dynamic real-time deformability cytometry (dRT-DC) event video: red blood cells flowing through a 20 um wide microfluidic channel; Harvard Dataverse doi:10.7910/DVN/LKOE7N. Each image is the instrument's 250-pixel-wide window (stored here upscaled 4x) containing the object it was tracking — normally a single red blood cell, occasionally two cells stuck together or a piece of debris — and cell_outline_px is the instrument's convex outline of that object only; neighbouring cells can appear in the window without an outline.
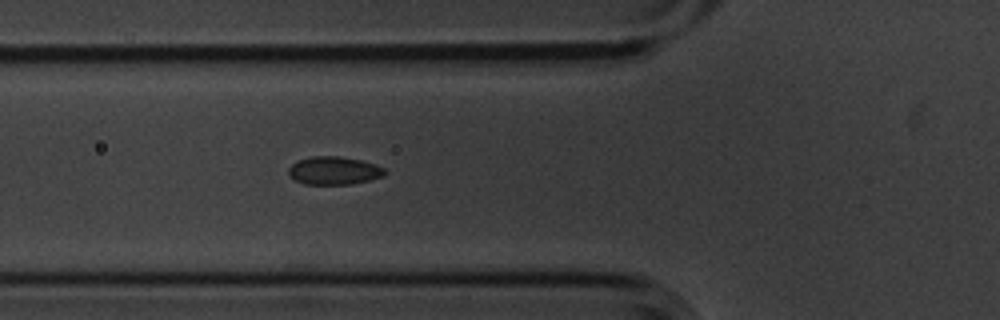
{"species": "common noctule bat (a hibernating species)", "species_latin": "Nyctalus noctula", "temperature_condition": "cold", "stored_images_in_passage": 6, "segment_of_instrument_passage": [1, 2], "camera_frame_rate_fps": 3000, "um_per_image_px": 0.085, "animal": {"sex": "male", "body_mass_g": 20.1, "forearm_length_mm": 53.5}, "frame": {"image": 1, "passage_image": 5, "time_ms": 1.333, "image_size_px": [1000, 320], "cell_outline_px": [[384, 176], [352, 184], [304, 184], [288, 176], [288, 168], [292, 164], [300, 160], [312, 156], [336, 156], [360, 160], [376, 164], [384, 168]], "centroid_in_image_um": [28.36, 14.5], "position_along_channel_um": 97.4, "area_um2": 15.61}}